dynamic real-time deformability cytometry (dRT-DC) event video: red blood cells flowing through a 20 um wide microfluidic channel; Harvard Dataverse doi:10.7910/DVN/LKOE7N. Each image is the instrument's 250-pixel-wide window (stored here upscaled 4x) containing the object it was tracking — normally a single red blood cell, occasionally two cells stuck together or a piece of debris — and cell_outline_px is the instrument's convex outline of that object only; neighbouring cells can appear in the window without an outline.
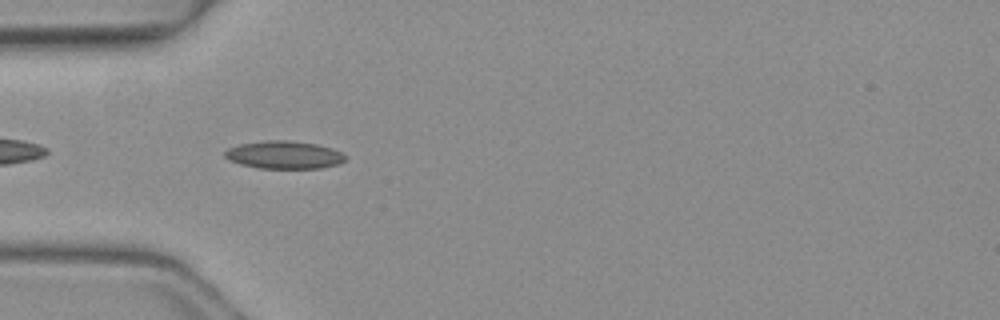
{"species": "common noctule bat (a hibernating species)", "species_latin": "Nyctalus noctula", "temperature_condition": "warm", "stored_images_in_passage": 36, "camera_frame_rate_fps": 3000, "um_per_image_px": 0.085, "animal": {"sex": "female", "body_mass_g": 19.3, "forearm_length_mm": 54.1}, "frame": {"image": 1, "passage_image": 2, "time_ms": 0.333, "image_size_px": [1000, 320], "cell_outline_px": [[348, 156], [340, 164], [320, 168], [260, 168], [240, 164], [228, 160], [224, 156], [224, 152], [228, 148], [240, 144], [264, 140], [288, 140], [316, 144], [332, 148], [344, 152]], "centroid_in_image_um": [24.17, 13.16], "position_along_channel_um": 60.8, "area_um2": 19.71}}
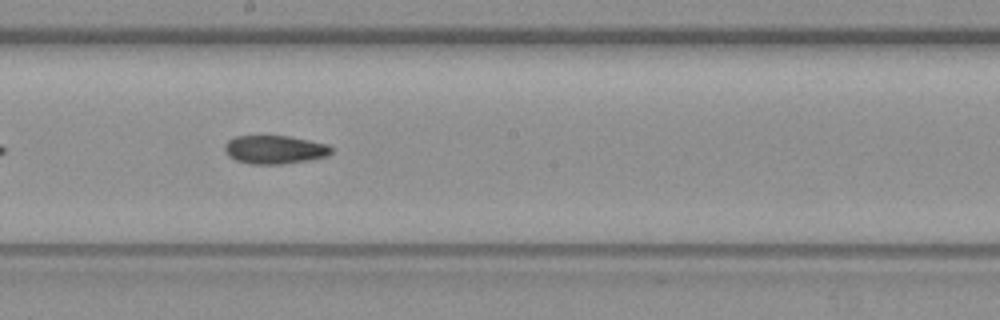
{"frame": {"image": 2, "passage_image": 14, "time_ms": 4.333, "image_size_px": [1000, 320], "cell_outline_px": [[332, 152], [328, 156], [308, 160], [284, 164], [248, 164], [236, 160], [228, 156], [224, 152], [224, 144], [228, 140], [236, 136], [288, 136], [328, 144], [332, 148]], "centroid_in_image_um": [23.33, 12.72], "position_along_channel_um": 224.9, "area_um2": 17.8}}
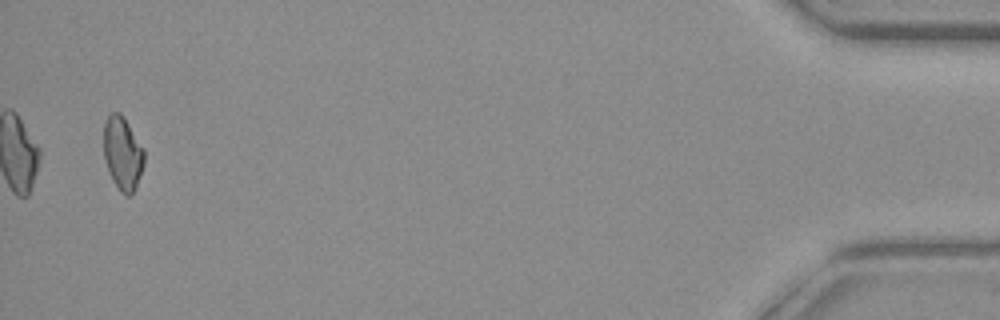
{"frame": {"image": 3, "passage_image": 35, "time_ms": 11.333, "image_size_px": [1000, 320], "cell_outline_px": [[144, 164], [136, 188], [128, 196], [124, 196], [120, 192], [112, 180], [104, 156], [104, 120], [112, 112], [120, 112], [124, 116], [144, 152]], "centroid_in_image_um": [10.41, 13.04], "position_along_channel_um": 424.8, "area_um2": 17.17}, "authors_computed_cell_mechanics": {"area_um2": 17.918, "velocity_mm_per_s": 4.1468, "shape_relaxation_time_tau1_ms": null, "shape_relaxation_time_tau2_ms": 8.7671, "deformation_change_tau1": null, "deformation_change_tau2": 0.1539}}